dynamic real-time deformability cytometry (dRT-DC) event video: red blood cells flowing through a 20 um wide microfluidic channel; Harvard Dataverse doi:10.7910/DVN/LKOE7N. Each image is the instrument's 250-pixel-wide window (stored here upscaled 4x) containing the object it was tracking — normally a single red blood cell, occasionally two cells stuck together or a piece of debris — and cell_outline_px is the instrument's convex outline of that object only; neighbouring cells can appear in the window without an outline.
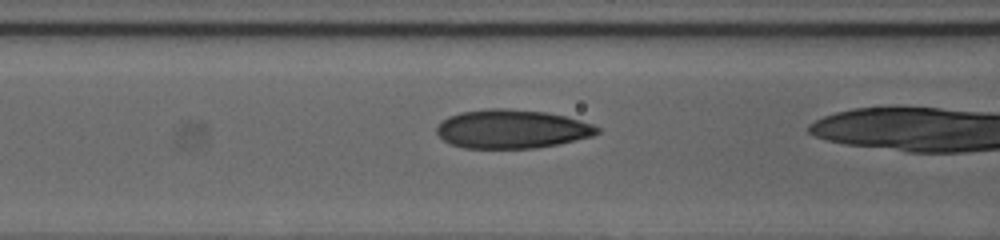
{"species": "human", "species_latin": "Homo sapiens", "temperature_condition": "cold", "stored_images_in_passage": 41, "camera_frame_rate_fps": 3000, "um_per_image_px": 0.085, "donor": {"sex": "female"}, "frame": {"image": 1, "passage_image": 21, "time_ms": 6.667, "image_size_px": [1000, 240], "cell_outline_px": [[600, 132], [592, 136], [560, 144], [536, 148], [464, 148], [452, 144], [444, 140], [436, 132], [436, 128], [448, 116], [460, 112], [488, 108], [508, 108], [544, 112], [564, 116], [580, 120], [592, 124], [600, 128]], "centroid_in_image_um": [43.52, 10.96], "position_along_channel_um": 123.1, "area_um2": 36.24}}
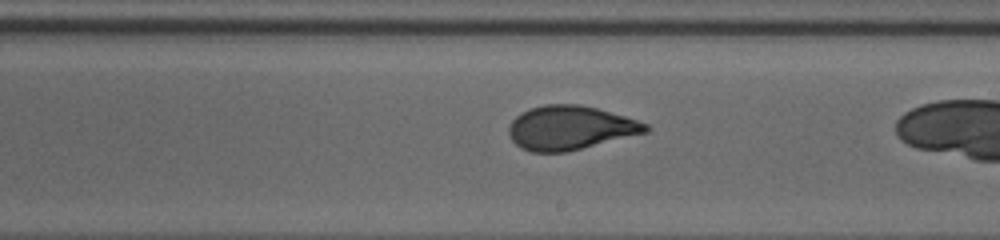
{"frame": {"image": 2, "passage_image": 30, "time_ms": 9.667, "image_size_px": [1000, 240], "cell_outline_px": [[652, 128], [648, 132], [564, 152], [532, 152], [520, 148], [512, 140], [508, 132], [508, 128], [512, 120], [520, 112], [528, 108], [544, 104], [580, 104], [596, 108], [624, 116], [648, 124]], "centroid_in_image_um": [48.43, 10.85], "position_along_channel_um": 240.6, "area_um2": 35.03}}
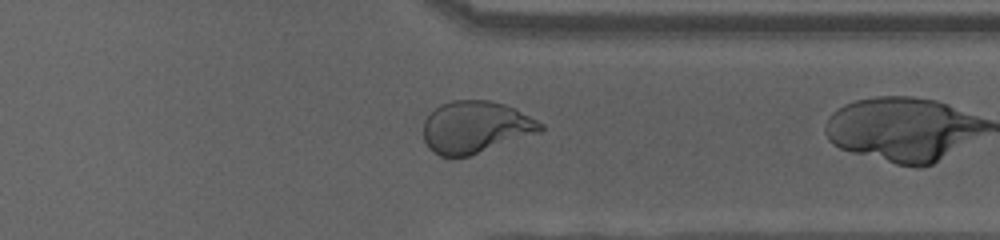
{"frame": {"image": 3, "passage_image": 40, "time_ms": 13.0, "image_size_px": [1000, 240], "cell_outline_px": [[544, 128], [540, 132], [468, 156], [440, 156], [432, 152], [428, 148], [424, 140], [424, 120], [440, 104], [452, 100], [488, 100], [504, 104], [516, 108], [544, 124]], "centroid_in_image_um": [40.42, 10.79], "position_along_channel_um": 371.0, "area_um2": 35.37}}